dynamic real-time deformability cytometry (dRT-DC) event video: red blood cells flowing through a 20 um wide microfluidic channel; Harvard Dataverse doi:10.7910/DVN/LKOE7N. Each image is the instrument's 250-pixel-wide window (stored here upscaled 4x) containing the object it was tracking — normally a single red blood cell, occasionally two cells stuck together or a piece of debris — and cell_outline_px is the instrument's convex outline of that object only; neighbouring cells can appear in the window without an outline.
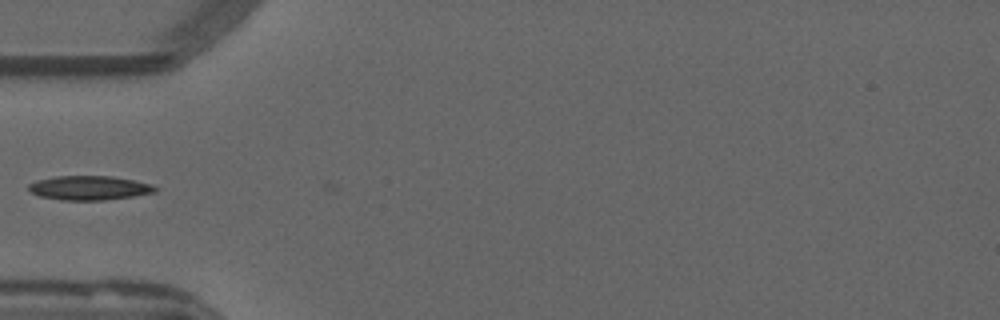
{"species": "common noctule bat (a hibernating species)", "species_latin": "Nyctalus noctula", "temperature_condition": "warm", "stored_images_in_passage": 37, "camera_frame_rate_fps": 3000, "um_per_image_px": 0.085, "animal": {"sex": "male", "forearm_length_mm": 52.5}, "frame": {"image": 1, "passage_image": 1, "time_ms": 0.0, "image_size_px": [1000, 320], "cell_outline_px": [[156, 192], [132, 196], [104, 200], [60, 200], [40, 196], [28, 192], [28, 184], [36, 180], [56, 176], [112, 176], [152, 184], [156, 188]], "centroid_in_image_um": [7.53, 15.97], "position_along_channel_um": 77.5, "area_um2": 17.86}}
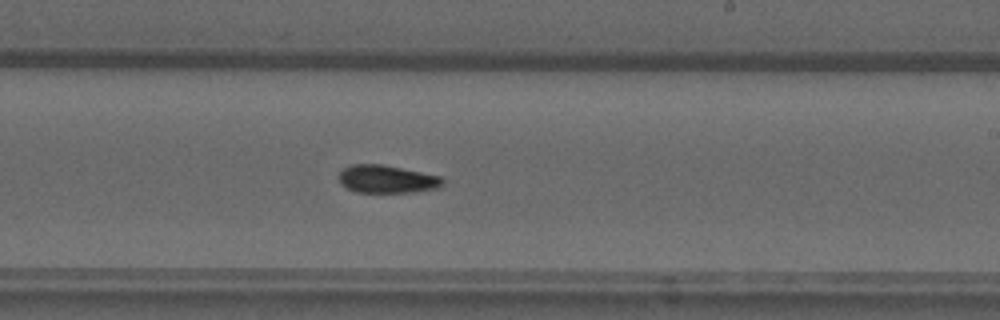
{"frame": {"image": 2, "passage_image": 15, "time_ms": 4.667, "image_size_px": [1000, 320], "cell_outline_px": [[444, 184], [440, 188], [416, 192], [356, 192], [340, 184], [336, 176], [344, 168], [352, 164], [380, 164], [440, 176], [444, 180]], "centroid_in_image_um": [32.87, 15.23], "position_along_channel_um": 256.1, "area_um2": 16.94}}
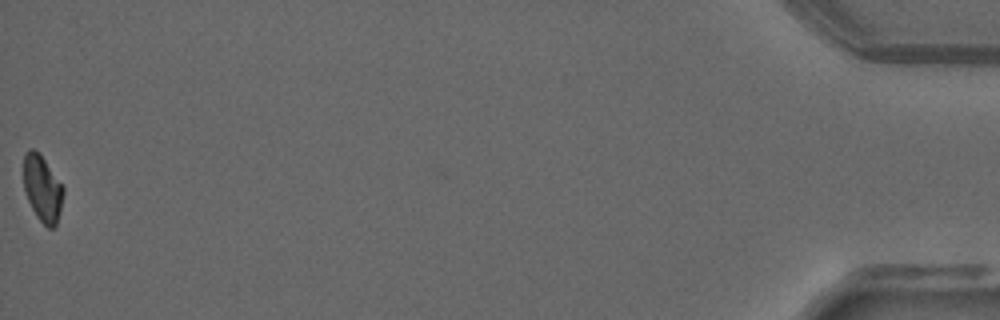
{"frame": {"image": 3, "passage_image": 37, "time_ms": 12.0, "image_size_px": [1000, 320], "cell_outline_px": [[64, 192], [56, 224], [52, 228], [48, 228], [36, 216], [24, 192], [24, 152], [28, 148], [32, 148], [40, 152], [64, 188]], "centroid_in_image_um": [3.58, 15.97], "position_along_channel_um": 431.6, "area_um2": 15.32}}